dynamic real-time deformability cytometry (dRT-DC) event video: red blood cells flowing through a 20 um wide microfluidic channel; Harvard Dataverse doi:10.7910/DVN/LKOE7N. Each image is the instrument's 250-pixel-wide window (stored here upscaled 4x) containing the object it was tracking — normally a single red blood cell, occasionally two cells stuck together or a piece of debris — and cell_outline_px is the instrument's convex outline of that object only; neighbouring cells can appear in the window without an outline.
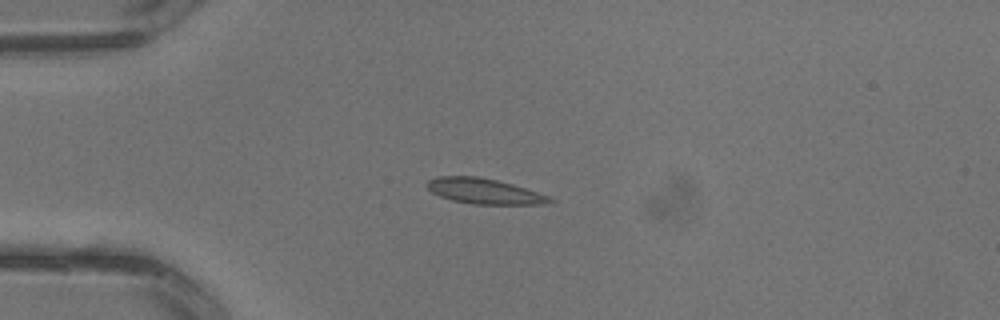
{"species": "common noctule bat (a hibernating species)", "species_latin": "Nyctalus noctula", "temperature_condition": "warm", "stored_images_in_passage": 3, "camera_frame_rate_fps": 3000, "um_per_image_px": 0.085, "animal": {"sex": "male", "body_mass_g": 13.3}, "frame": {"image": 1, "passage_image": 3, "time_ms": 0.667, "image_size_px": [1000, 320], "cell_outline_px": [[556, 200], [552, 204], [472, 204], [452, 200], [440, 196], [432, 192], [424, 184], [428, 180], [436, 176], [480, 176], [512, 184], [548, 196]], "centroid_in_image_um": [41.14, 16.25], "position_along_channel_um": 43.9, "area_um2": 18.21}}